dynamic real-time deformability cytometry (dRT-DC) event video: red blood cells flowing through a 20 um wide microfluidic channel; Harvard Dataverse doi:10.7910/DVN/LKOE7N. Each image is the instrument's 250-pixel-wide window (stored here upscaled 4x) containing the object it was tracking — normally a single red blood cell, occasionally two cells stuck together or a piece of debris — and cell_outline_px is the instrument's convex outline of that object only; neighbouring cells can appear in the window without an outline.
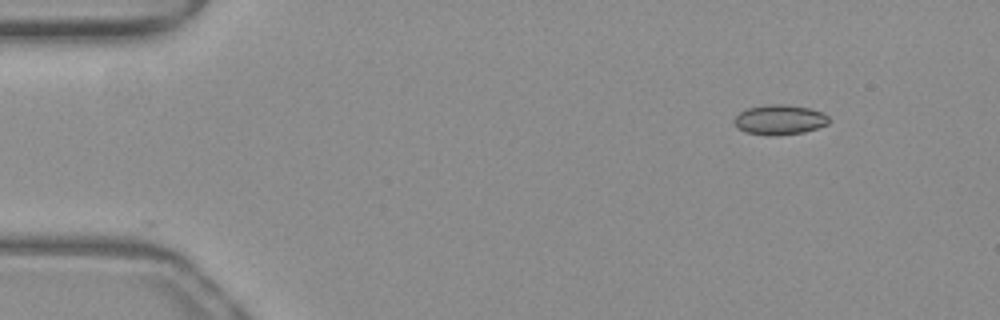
{"species": "common noctule bat (a hibernating species)", "species_latin": "Nyctalus noctula", "temperature_condition": "warm", "stored_images_in_passage": 35, "camera_frame_rate_fps": 3000, "um_per_image_px": 0.085, "animal": {"sex": "female", "body_mass_g": 19.3, "forearm_length_mm": 54.1}, "frame": {"image": 1, "passage_image": 1, "time_ms": 0.0, "image_size_px": [1000, 320], "cell_outline_px": [[832, 120], [828, 124], [804, 132], [776, 136], [768, 136], [744, 132], [736, 128], [732, 120], [740, 112], [748, 108], [772, 104], [780, 104], [808, 108], [824, 112]], "centroid_in_image_um": [66.26, 10.2], "position_along_channel_um": 18.7, "area_um2": 16.7}}
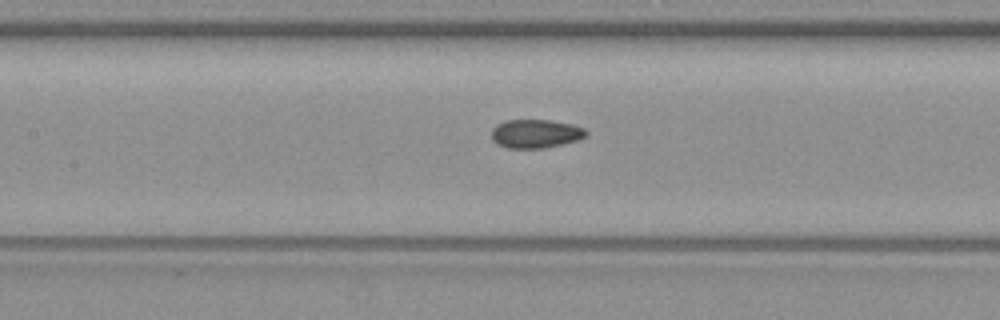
{"frame": {"image": 2, "passage_image": 19, "time_ms": 6.0, "image_size_px": [1000, 320], "cell_outline_px": [[588, 136], [576, 140], [544, 148], [508, 148], [496, 144], [492, 140], [492, 128], [496, 124], [508, 120], [548, 120], [572, 124], [584, 128], [588, 132]], "centroid_in_image_um": [45.51, 11.36], "position_along_channel_um": 161.9, "area_um2": 15.78}}
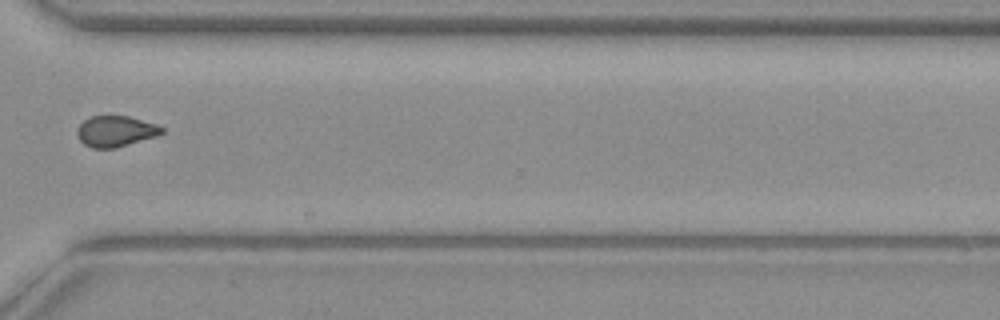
{"frame": {"image": 3, "passage_image": 34, "time_ms": 11.0, "image_size_px": [1000, 320], "cell_outline_px": [[164, 132], [156, 136], [116, 148], [92, 148], [84, 144], [76, 136], [76, 128], [84, 120], [92, 116], [128, 116], [156, 124], [164, 128]], "centroid_in_image_um": [9.8, 11.16], "position_along_channel_um": 360.8, "area_um2": 15.26}}